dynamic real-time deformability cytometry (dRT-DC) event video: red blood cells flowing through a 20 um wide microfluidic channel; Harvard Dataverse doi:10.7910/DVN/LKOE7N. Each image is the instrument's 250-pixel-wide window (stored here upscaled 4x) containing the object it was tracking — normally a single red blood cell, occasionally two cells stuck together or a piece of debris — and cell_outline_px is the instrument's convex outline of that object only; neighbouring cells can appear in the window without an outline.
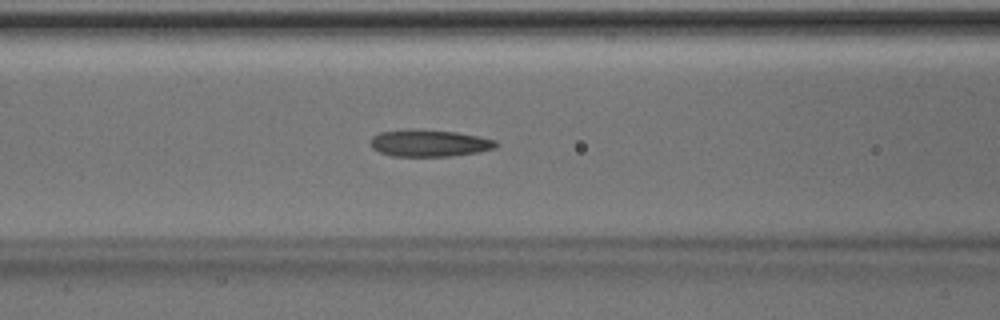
{"species": "Egyptian fruit bat (a non-hibernating species)", "species_latin": "Rousettus aegyptiacus", "temperature_condition": "room temperature", "stored_images_in_passage": 46, "camera_frame_rate_fps": 3000, "um_per_image_px": 0.085, "animal": {"sex": "male"}, "frame": {"image": 1, "passage_image": 20, "time_ms": 6.333, "image_size_px": [1000, 320], "cell_outline_px": [[500, 144], [496, 148], [480, 152], [452, 156], [392, 156], [380, 152], [372, 148], [368, 144], [368, 140], [372, 136], [380, 132], [408, 128], [416, 128], [456, 132], [480, 136], [496, 140]], "centroid_in_image_um": [36.48, 12.15], "position_along_channel_um": 130.1, "area_um2": 20.29}}
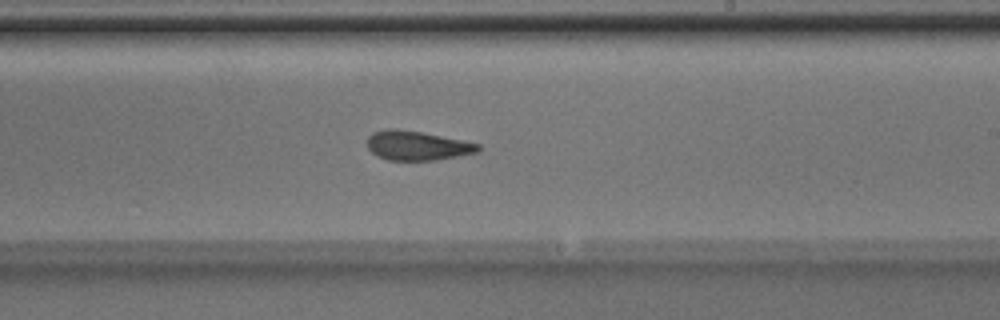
{"frame": {"image": 2, "passage_image": 29, "time_ms": 9.333, "image_size_px": [1000, 320], "cell_outline_px": [[480, 152], [436, 160], [388, 160], [376, 156], [368, 148], [368, 136], [372, 132], [388, 128], [396, 128], [420, 132], [480, 144]], "centroid_in_image_um": [35.43, 12.38], "position_along_channel_um": 253.6, "area_um2": 18.9}}
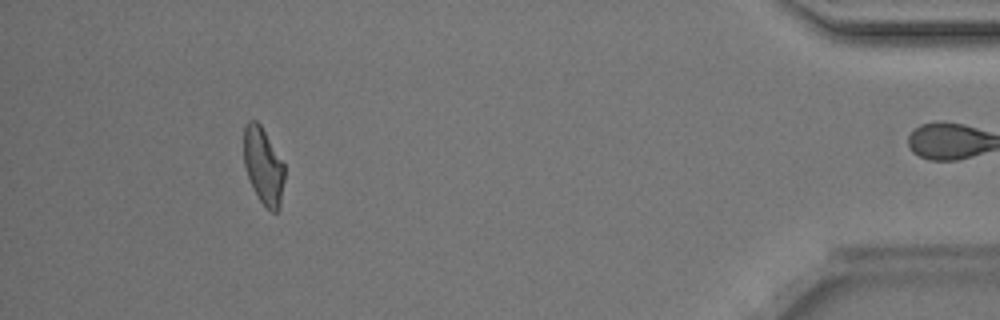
{"frame": {"image": 3, "passage_image": 45, "time_ms": 14.667, "image_size_px": [1000, 320], "cell_outline_px": [[284, 180], [280, 208], [276, 212], [272, 212], [256, 196], [248, 176], [244, 164], [244, 124], [248, 120], [256, 120], [260, 124], [284, 164]], "centroid_in_image_um": [22.38, 14.1], "position_along_channel_um": 412.8, "area_um2": 18.09}, "authors_computed_cell_mechanics": {"area_um2": 20.0566, "velocity_mm_per_s": 4.1352, "shape_relaxation_time_tau1_ms": 4.6473, "shape_relaxation_time_tau2_ms": 2.3199, "deformation_change_tau1": 0.1583, "deformation_change_tau2": 0.1077}}